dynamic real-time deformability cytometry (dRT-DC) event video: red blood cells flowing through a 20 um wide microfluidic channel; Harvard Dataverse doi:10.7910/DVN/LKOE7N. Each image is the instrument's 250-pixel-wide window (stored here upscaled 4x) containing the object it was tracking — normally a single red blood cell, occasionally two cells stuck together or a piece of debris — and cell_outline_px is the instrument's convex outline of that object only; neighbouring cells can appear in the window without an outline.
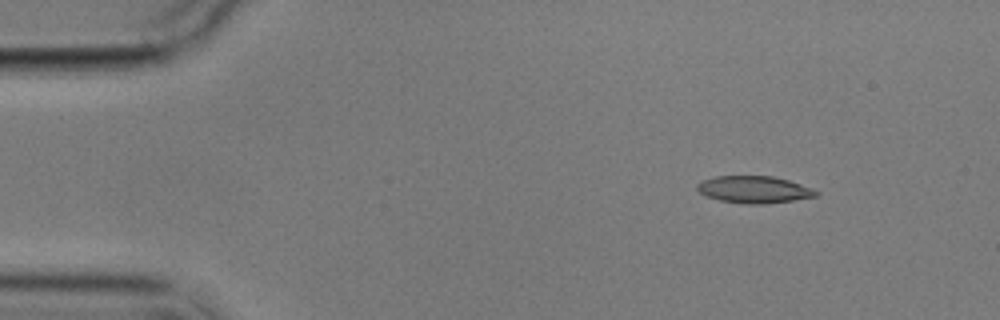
{"species": "common noctule bat (a hibernating species)", "species_latin": "Nyctalus noctula", "temperature_condition": "cold", "stored_images_in_passage": 7, "camera_frame_rate_fps": 3000, "um_per_image_px": 0.085, "animal": {"sex": "male", "body_mass_g": 17.9}, "frame": {"image": 1, "passage_image": 1, "time_ms": 0.0, "image_size_px": [1000, 320], "cell_outline_px": [[820, 192], [816, 196], [792, 200], [764, 204], [744, 204], [720, 200], [708, 196], [700, 192], [696, 188], [696, 184], [704, 180], [716, 176], [772, 176], [788, 180], [812, 188]], "centroid_in_image_um": [64.1, 16.11], "position_along_channel_um": 20.9, "area_um2": 18.55}}
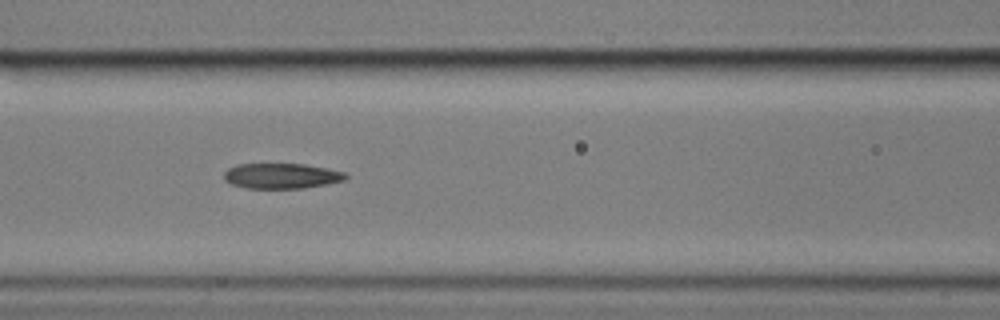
{"frame": {"image": 2, "passage_image": 6, "time_ms": 5.667, "image_size_px": [1000, 320], "cell_outline_px": [[348, 176], [344, 180], [328, 184], [304, 188], [244, 188], [232, 184], [224, 180], [224, 172], [228, 168], [236, 164], [304, 164], [328, 168], [344, 172]], "centroid_in_image_um": [23.92, 14.95], "position_along_channel_um": 142.7, "area_um2": 18.03}}
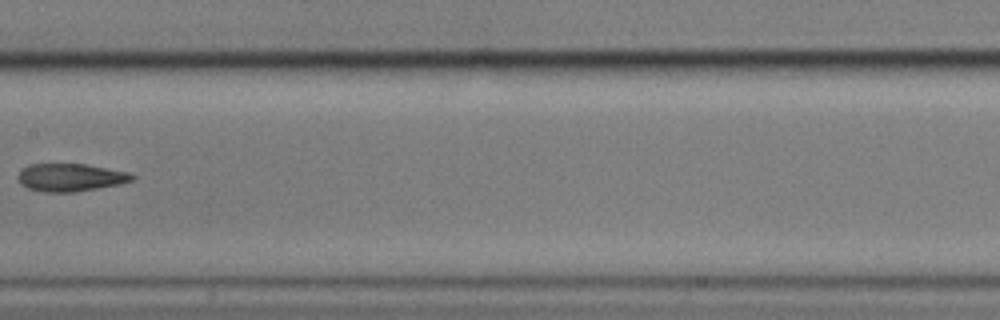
{"frame": {"image": 3, "passage_image": 7, "time_ms": 7.333, "image_size_px": [1000, 320], "cell_outline_px": [[136, 176], [132, 180], [120, 184], [76, 192], [44, 192], [28, 188], [20, 184], [16, 176], [28, 164], [84, 164], [128, 172]], "centroid_in_image_um": [5.97, 15.09], "position_along_channel_um": 201.4, "area_um2": 18.44}}